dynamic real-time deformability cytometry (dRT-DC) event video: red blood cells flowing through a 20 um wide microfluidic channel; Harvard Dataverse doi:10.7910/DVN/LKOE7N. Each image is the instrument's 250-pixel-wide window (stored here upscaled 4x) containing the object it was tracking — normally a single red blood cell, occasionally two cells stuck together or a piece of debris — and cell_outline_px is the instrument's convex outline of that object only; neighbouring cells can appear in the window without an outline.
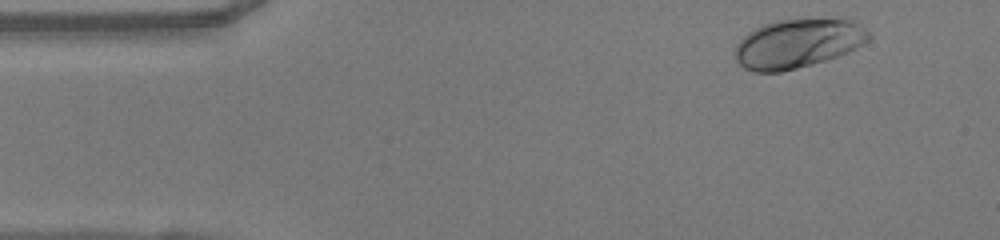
{"species": "human", "species_latin": "Homo sapiens", "temperature_condition": "warm", "stored_images_in_passage": 47, "camera_frame_rate_fps": 3000, "um_per_image_px": 0.085, "donor": {"sex": "female"}, "frame": {"image": 1, "passage_image": 2, "time_ms": 0.333, "image_size_px": [1000, 240], "cell_outline_px": [[872, 36], [868, 40], [856, 48], [848, 52], [812, 64], [780, 72], [756, 72], [744, 68], [736, 60], [736, 44], [748, 32], [764, 24], [776, 20], [852, 20], [864, 28]], "centroid_in_image_um": [67.79, 3.71], "position_along_channel_um": 17.2, "area_um2": 37.51}}
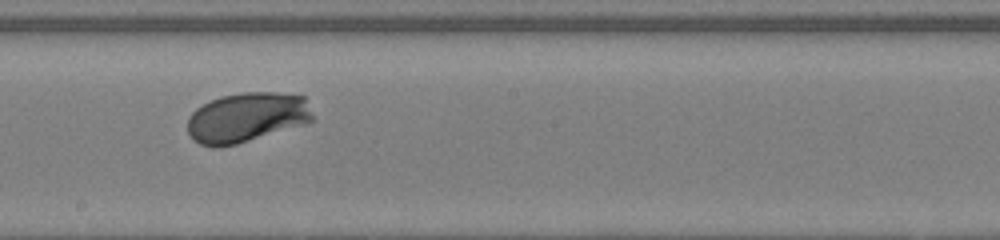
{"frame": {"image": 2, "passage_image": 24, "time_ms": 7.667, "image_size_px": [1000, 240], "cell_outline_px": [[312, 120], [236, 144], [220, 148], [212, 148], [200, 144], [192, 140], [188, 132], [188, 116], [196, 108], [220, 96], [244, 92], [276, 92], [304, 96], [312, 116]], "centroid_in_image_um": [20.88, 9.98], "position_along_channel_um": 227.3, "area_um2": 35.84}}
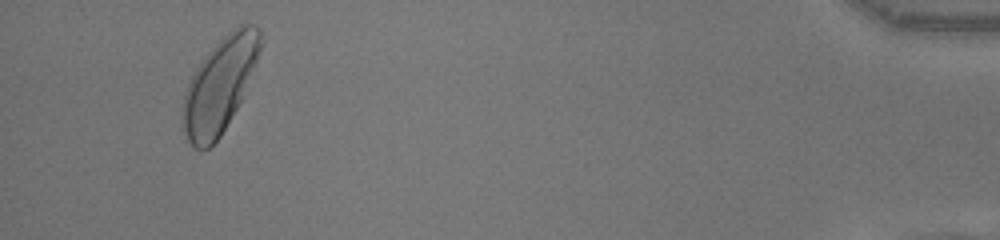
{"frame": {"image": 3, "passage_image": 44, "time_ms": 14.333, "image_size_px": [1000, 240], "cell_outline_px": [[264, 44], [240, 100], [236, 108], [220, 136], [208, 148], [200, 152], [192, 148], [184, 132], [184, 96], [188, 84], [196, 68], [212, 48], [232, 28], [240, 24], [252, 24], [260, 28]], "centroid_in_image_um": [18.71, 7.21], "position_along_channel_um": 416.5, "area_um2": 42.02}, "authors_computed_cell_mechanics": {"area_um2": 36.4718, "velocity_mm_per_s": 4.0445, "shape_relaxation_time_tau1_ms": 1.5098, "shape_relaxation_time_tau2_ms": null, "deformation_change_tau1": 0.1285, "deformation_change_tau2": null}}